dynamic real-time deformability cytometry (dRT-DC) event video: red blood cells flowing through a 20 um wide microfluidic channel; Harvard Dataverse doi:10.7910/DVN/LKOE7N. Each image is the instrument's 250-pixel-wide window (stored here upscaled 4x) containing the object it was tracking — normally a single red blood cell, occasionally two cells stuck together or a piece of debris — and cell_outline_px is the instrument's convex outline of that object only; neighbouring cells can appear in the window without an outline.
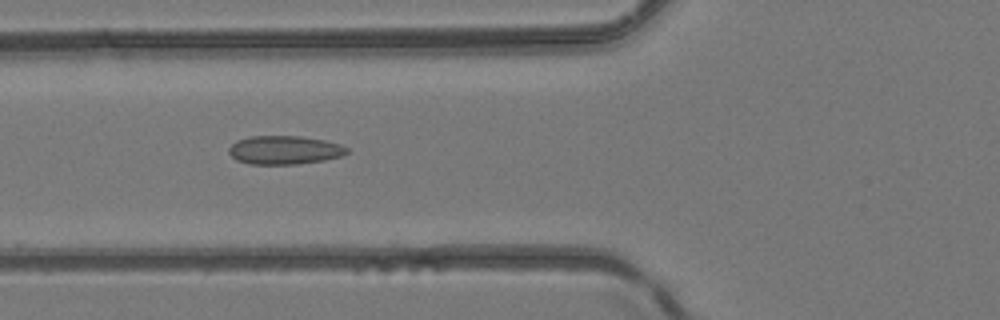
{"species": "common noctule bat (a hibernating species)", "species_latin": "Nyctalus noctula", "temperature_condition": "room temperature", "stored_images_in_passage": 4, "camera_frame_rate_fps": 3000, "um_per_image_px": 0.085, "animal": {"sex": "female", "body_mass_g": 24.6, "forearm_length_mm": 56.2}, "frame": {"image": 1, "passage_image": 2, "time_ms": 1.0, "image_size_px": [1000, 320], "cell_outline_px": [[348, 152], [344, 156], [324, 160], [296, 164], [248, 164], [236, 160], [228, 152], [228, 148], [236, 140], [248, 136], [300, 136], [324, 140], [340, 144], [348, 148]], "centroid_in_image_um": [24.17, 12.75], "position_along_channel_um": 101.6, "area_um2": 19.83}}
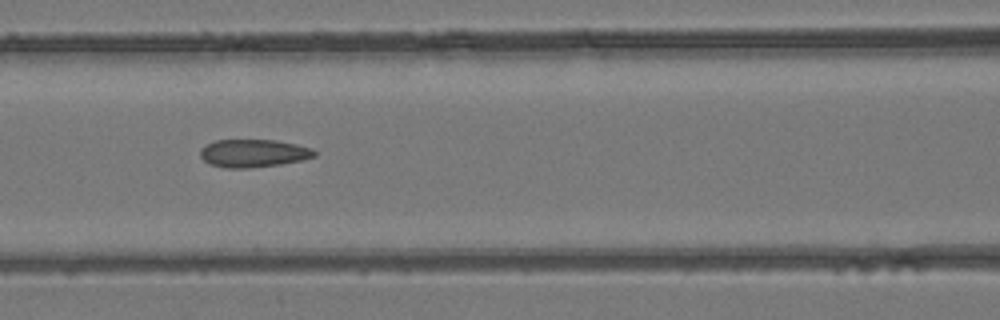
{"frame": {"image": 2, "passage_image": 3, "time_ms": 2.0, "image_size_px": [1000, 320], "cell_outline_px": [[316, 156], [300, 160], [280, 164], [248, 168], [224, 168], [208, 164], [200, 156], [200, 148], [216, 140], [276, 140], [296, 144], [312, 148], [316, 152]], "centroid_in_image_um": [21.52, 13.03], "position_along_channel_um": 145.1, "area_um2": 18.55}}
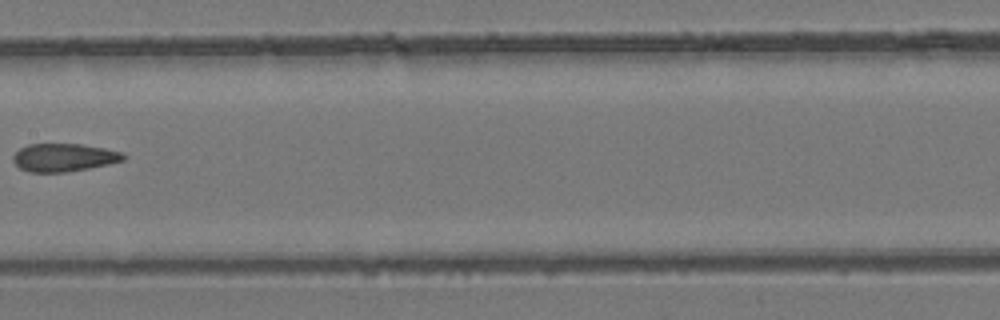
{"frame": {"image": 3, "passage_image": 4, "time_ms": 3.333, "image_size_px": [1000, 320], "cell_outline_px": [[128, 156], [124, 160], [108, 164], [88, 168], [64, 172], [28, 172], [20, 168], [12, 160], [12, 156], [20, 148], [28, 144], [80, 144], [104, 148], [124, 152]], "centroid_in_image_um": [5.44, 13.38], "position_along_channel_um": 202.0, "area_um2": 18.03}}